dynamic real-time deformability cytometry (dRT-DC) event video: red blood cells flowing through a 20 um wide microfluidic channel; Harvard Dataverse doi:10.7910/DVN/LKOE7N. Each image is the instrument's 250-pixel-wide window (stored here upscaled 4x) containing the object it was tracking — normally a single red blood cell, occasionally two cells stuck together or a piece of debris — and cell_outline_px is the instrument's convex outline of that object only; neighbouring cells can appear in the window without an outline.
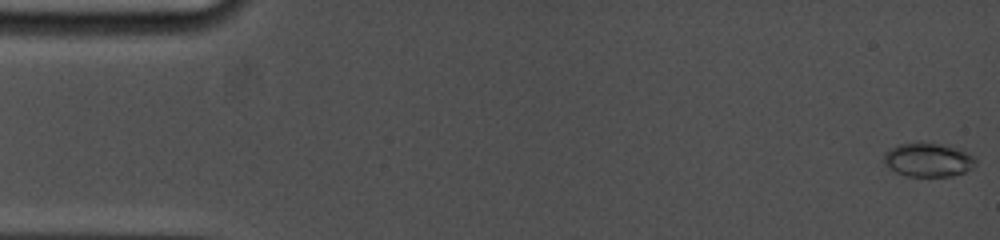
{"species": "common noctule bat (a hibernating species)", "species_latin": "Nyctalus noctula", "temperature_condition": "cold", "stored_images_in_passage": 21, "camera_frame_rate_fps": 5000, "um_per_image_px": 0.085, "animal": {"sex": "female", "body_mass_g": 19.0, "forearm_length_mm": 53.3}, "frame": {"image": 1, "passage_image": 1, "time_ms": 0.0, "image_size_px": [1000, 240], "cell_outline_px": [[976, 164], [972, 168], [964, 172], [952, 176], [908, 176], [896, 172], [884, 164], [884, 152], [900, 144], [916, 140], [960, 148], [972, 156], [976, 160]], "centroid_in_image_um": [78.88, 13.56], "position_along_channel_um": 6.1, "area_um2": 18.26}}
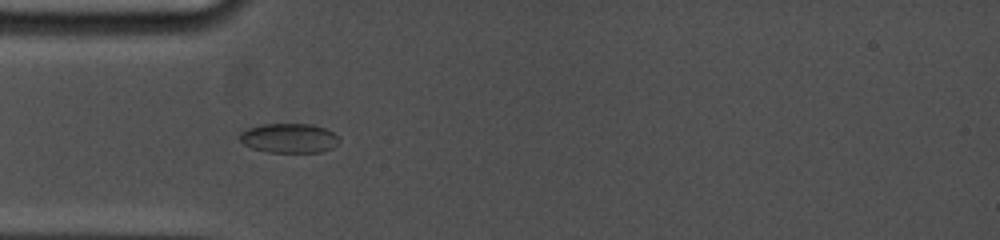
{"frame": {"image": 2, "passage_image": 19, "time_ms": 5.0, "image_size_px": [1000, 240], "cell_outline_px": [[340, 140], [332, 148], [320, 152], [268, 152], [252, 148], [244, 144], [240, 140], [240, 132], [248, 128], [260, 124], [312, 124], [324, 128], [332, 132]], "centroid_in_image_um": [24.55, 11.74], "position_along_channel_um": 60.5, "area_um2": 16.99}}
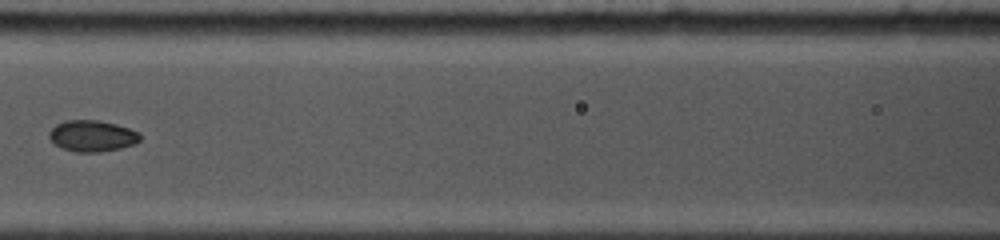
{"frame": {"image": 3, "passage_image": 21, "time_ms": 7.6, "image_size_px": [1000, 240], "cell_outline_px": [[140, 140], [132, 144], [120, 148], [100, 152], [76, 152], [64, 148], [56, 144], [48, 136], [48, 132], [56, 124], [64, 120], [96, 120], [116, 124], [140, 132]], "centroid_in_image_um": [7.83, 11.54], "position_along_channel_um": 158.8, "area_um2": 16.42}}